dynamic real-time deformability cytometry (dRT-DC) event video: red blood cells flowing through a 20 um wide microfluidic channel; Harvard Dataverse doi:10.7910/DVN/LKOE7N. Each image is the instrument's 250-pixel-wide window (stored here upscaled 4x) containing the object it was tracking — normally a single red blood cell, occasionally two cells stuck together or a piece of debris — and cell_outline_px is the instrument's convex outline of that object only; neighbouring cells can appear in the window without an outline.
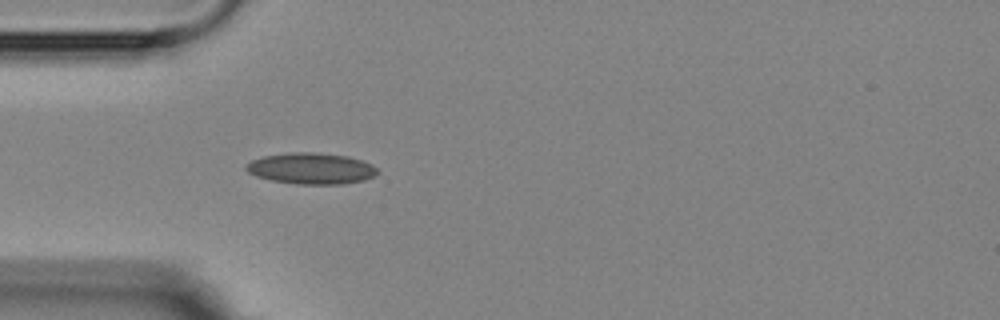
{"species": "Egyptian fruit bat (a non-hibernating species)", "species_latin": "Rousettus aegyptiacus", "temperature_condition": "room temperature", "stored_images_in_passage": 4, "camera_frame_rate_fps": 3000, "um_per_image_px": 0.085, "animal": {"sex": "female"}, "frame": {"image": 1, "passage_image": 4, "time_ms": 3.667, "image_size_px": [1000, 320], "cell_outline_px": [[380, 172], [364, 180], [344, 184], [300, 184], [272, 180], [256, 176], [248, 172], [244, 168], [252, 160], [264, 156], [292, 152], [312, 152], [348, 156], [372, 164]], "centroid_in_image_um": [26.47, 14.32], "position_along_channel_um": 58.5, "area_um2": 23.7}}